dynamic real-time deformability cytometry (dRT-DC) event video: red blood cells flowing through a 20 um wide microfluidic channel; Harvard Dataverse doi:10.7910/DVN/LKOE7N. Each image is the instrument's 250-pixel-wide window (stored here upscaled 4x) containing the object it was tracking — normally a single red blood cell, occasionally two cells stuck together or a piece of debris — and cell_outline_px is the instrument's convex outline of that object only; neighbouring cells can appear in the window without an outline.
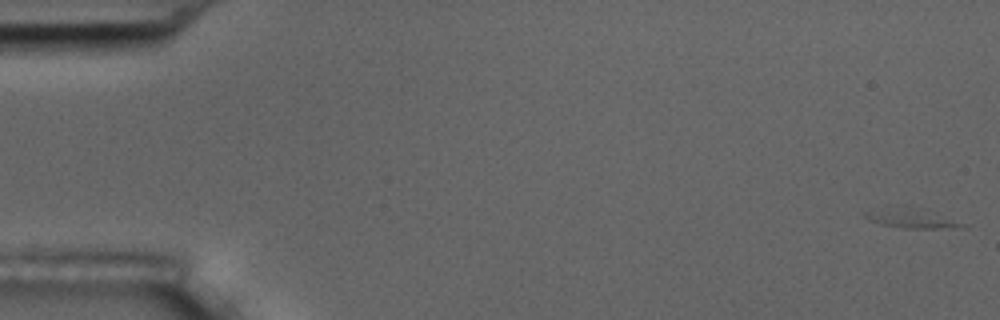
{"species": "common noctule bat (a hibernating species)", "species_latin": "Nyctalus noctula", "temperature_condition": "room temperature", "stored_images_in_passage": 49, "camera_frame_rate_fps": 3000, "um_per_image_px": 0.085, "animal": {"sex": "male", "body_mass_g": 17.5, "forearm_length_mm": 52.3}, "frame": {"image": 1, "passage_image": 1, "time_ms": 0.0, "image_size_px": [1000, 320], "cell_outline_px": [[968, 224], [964, 228], [904, 228], [884, 224], [868, 220], [864, 216], [864, 212], [888, 204], [912, 204], [928, 208]], "centroid_in_image_um": [77.51, 18.46], "position_along_channel_um": 7.5, "area_um2": 12.31}}
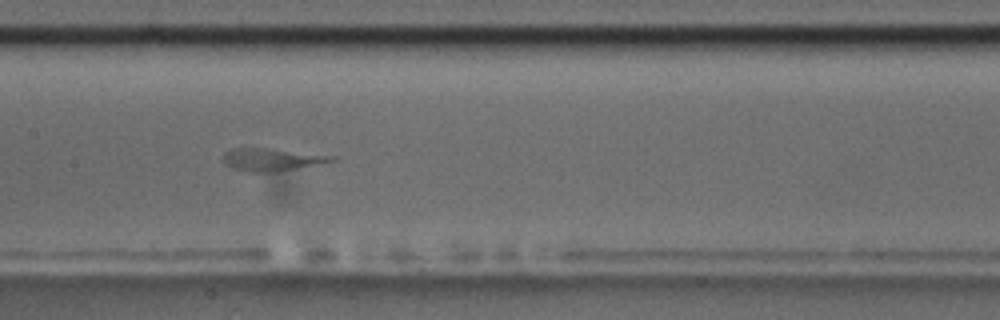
{"frame": {"image": 2, "passage_image": 28, "time_ms": 9.0, "image_size_px": [1000, 320], "cell_outline_px": [[336, 160], [292, 168], [268, 172], [248, 172], [236, 168], [228, 164], [224, 160], [224, 152], [232, 148], [268, 148], [336, 156]], "centroid_in_image_um": [23.07, 13.53], "position_along_channel_um": 184.3, "area_um2": 13.64}}
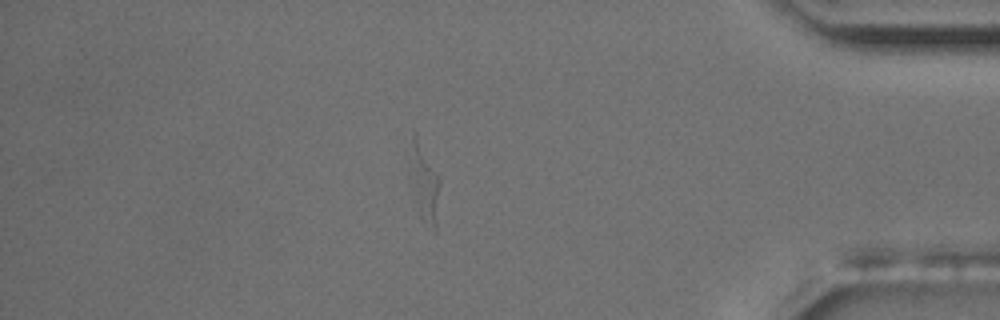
{"frame": {"image": 3, "passage_image": 49, "time_ms": 16.0, "image_size_px": [1000, 320], "cell_outline_px": [[440, 184], [436, 232], [420, 216], [412, 140], [412, 128], [440, 176]], "centroid_in_image_um": [36.23, 15.62], "position_along_channel_um": 399.0, "area_um2": 11.44}}